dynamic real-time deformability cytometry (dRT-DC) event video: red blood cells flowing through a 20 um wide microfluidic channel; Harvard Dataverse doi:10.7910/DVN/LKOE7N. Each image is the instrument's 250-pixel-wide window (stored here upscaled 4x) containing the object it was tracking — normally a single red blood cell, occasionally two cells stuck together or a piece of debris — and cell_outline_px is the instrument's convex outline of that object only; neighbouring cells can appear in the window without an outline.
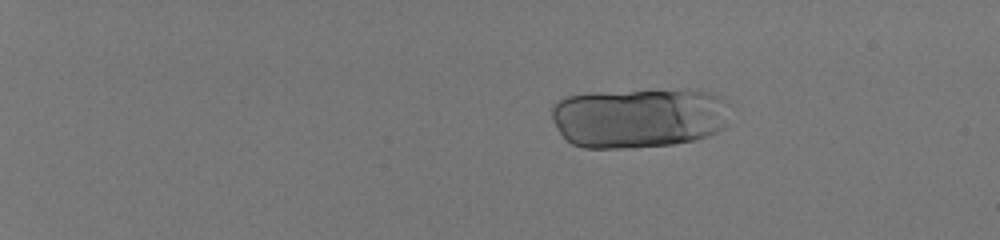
{"species": "human", "species_latin": "Homo sapiens", "temperature_condition": "room temperature", "stored_images_in_passage": 30, "camera_frame_rate_fps": 3000, "um_per_image_px": 0.085, "donor": {"sex": "male"}, "frame": {"image": 1, "passage_image": 13, "time_ms": 4.0, "image_size_px": [1000, 240], "cell_outline_px": [[728, 104], [724, 128], [708, 136], [696, 140], [672, 144], [632, 148], [584, 148], [572, 144], [560, 132], [552, 120], [552, 104], [556, 100], [568, 96], [588, 92], [688, 88], [696, 88], [724, 96], [728, 100]], "centroid_in_image_um": [54.33, 9.97], "position_along_channel_um": 30.7, "area_um2": 64.04}}
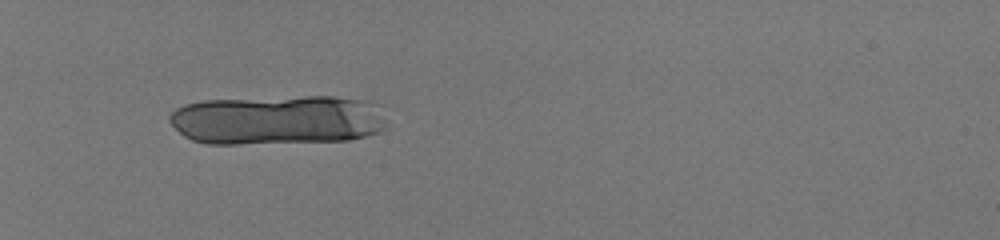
{"frame": {"image": 2, "passage_image": 24, "time_ms": 7.667, "image_size_px": [1000, 240], "cell_outline_px": [[388, 128], [380, 132], [348, 140], [236, 144], [208, 144], [192, 140], [184, 136], [168, 120], [168, 116], [176, 108], [184, 104], [204, 100], [304, 96], [336, 96], [368, 100], [380, 104]], "centroid_in_image_um": [23.65, 10.18], "position_along_channel_um": 61.3, "area_um2": 63.64}}